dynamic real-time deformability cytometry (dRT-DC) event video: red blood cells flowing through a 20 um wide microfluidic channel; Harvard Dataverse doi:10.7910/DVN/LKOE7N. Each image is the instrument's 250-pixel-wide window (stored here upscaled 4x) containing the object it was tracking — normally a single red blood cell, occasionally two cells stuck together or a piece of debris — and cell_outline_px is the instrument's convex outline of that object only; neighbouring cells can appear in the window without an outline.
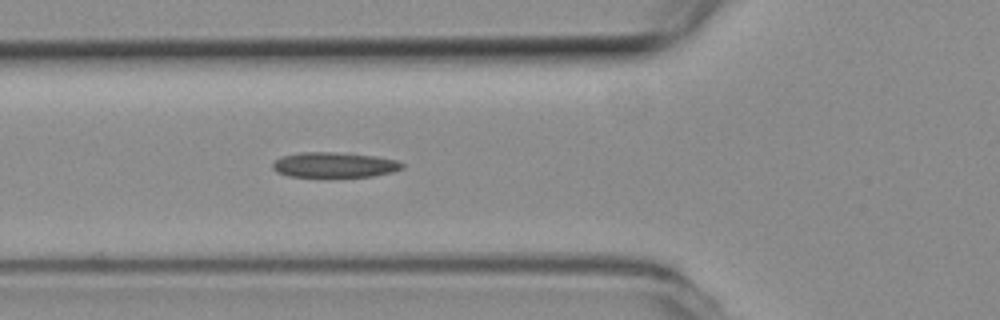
{"species": "common noctule bat (a hibernating species)", "species_latin": "Nyctalus noctula", "temperature_condition": "room temperature", "stored_images_in_passage": 8, "camera_frame_rate_fps": 3000, "um_per_image_px": 0.085, "animal": {"sex": "female", "body_mass_g": 19.3, "forearm_length_mm": 54.1}, "frame": {"image": 1, "passage_image": 5, "time_ms": 1.333, "image_size_px": [1000, 320], "cell_outline_px": [[404, 168], [392, 172], [372, 176], [288, 176], [276, 172], [272, 168], [272, 164], [276, 160], [284, 156], [300, 152], [332, 152], [376, 156], [396, 160], [404, 164]], "centroid_in_image_um": [28.43, 14.01], "position_along_channel_um": 97.4, "area_um2": 18.79}}